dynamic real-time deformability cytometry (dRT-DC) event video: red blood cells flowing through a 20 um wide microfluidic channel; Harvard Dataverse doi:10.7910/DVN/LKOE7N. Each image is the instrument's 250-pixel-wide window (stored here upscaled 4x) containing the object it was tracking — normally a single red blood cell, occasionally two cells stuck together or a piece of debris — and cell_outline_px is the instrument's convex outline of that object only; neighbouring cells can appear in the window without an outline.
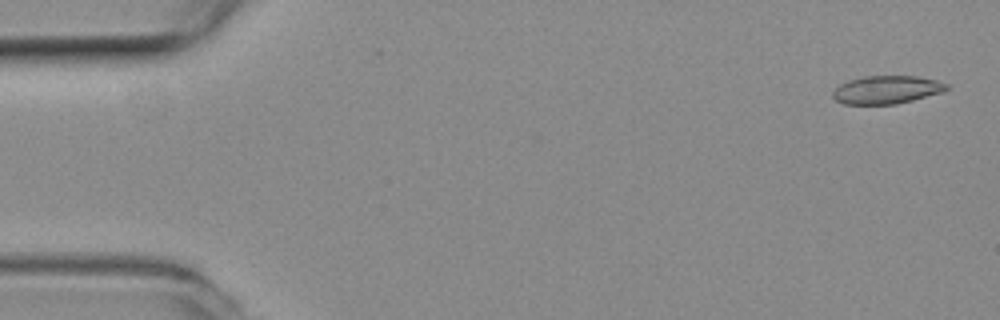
{"species": "common noctule bat (a hibernating species)", "species_latin": "Nyctalus noctula", "temperature_condition": "room temperature", "stored_images_in_passage": 56, "camera_frame_rate_fps": 3000, "um_per_image_px": 0.085, "animal": {"sex": "female", "body_mass_g": 19.3, "forearm_length_mm": 54.1}, "frame": {"image": 1, "passage_image": 2, "time_ms": 0.333, "image_size_px": [1000, 320], "cell_outline_px": [[948, 88], [944, 92], [896, 104], [844, 104], [836, 100], [832, 96], [832, 92], [840, 84], [848, 80], [864, 76], [916, 76], [936, 80], [948, 84]], "centroid_in_image_um": [75.36, 7.62], "position_along_channel_um": 9.6, "area_um2": 18.61}}
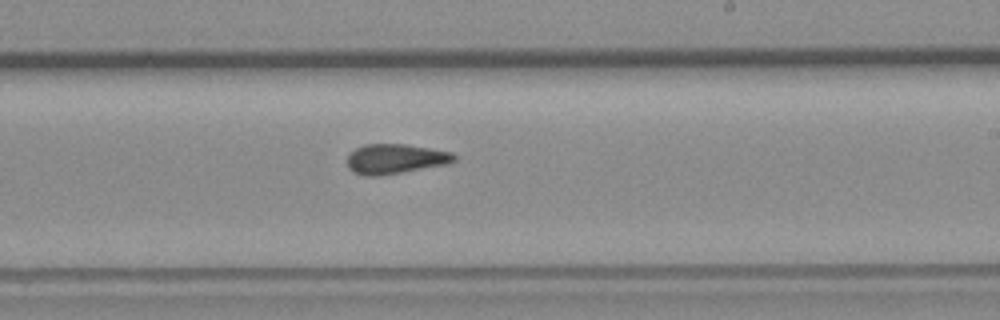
{"frame": {"image": 2, "passage_image": 33, "time_ms": 10.667, "image_size_px": [1000, 320], "cell_outline_px": [[456, 160], [448, 164], [376, 176], [364, 176], [352, 172], [348, 168], [348, 156], [356, 148], [364, 144], [408, 144], [452, 152], [456, 156]], "centroid_in_image_um": [33.6, 13.5], "position_along_channel_um": 255.4, "area_um2": 18.55}}
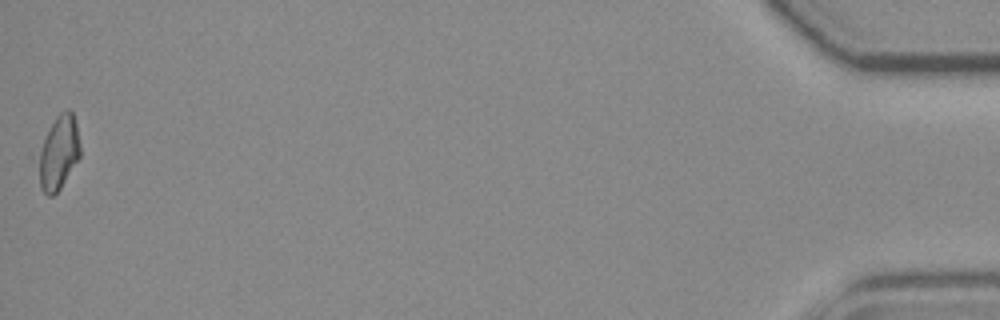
{"frame": {"image": 3, "passage_image": 56, "time_ms": 18.333, "image_size_px": [1000, 320], "cell_outline_px": [[80, 156], [60, 188], [52, 196], [48, 196], [40, 188], [40, 152], [44, 140], [56, 116], [60, 112], [68, 108], [72, 112], [76, 124], [80, 144]], "centroid_in_image_um": [5.02, 12.96], "position_along_channel_um": 430.2, "area_um2": 17.28}, "authors_computed_cell_mechanics": {"area_um2": 18.6983, "velocity_mm_per_s": 3.6503, "shape_relaxation_time_tau1_ms": null, "shape_relaxation_time_tau2_ms": 2.1799, "deformation_change_tau1": null, "deformation_change_tau2": 0.0919}}